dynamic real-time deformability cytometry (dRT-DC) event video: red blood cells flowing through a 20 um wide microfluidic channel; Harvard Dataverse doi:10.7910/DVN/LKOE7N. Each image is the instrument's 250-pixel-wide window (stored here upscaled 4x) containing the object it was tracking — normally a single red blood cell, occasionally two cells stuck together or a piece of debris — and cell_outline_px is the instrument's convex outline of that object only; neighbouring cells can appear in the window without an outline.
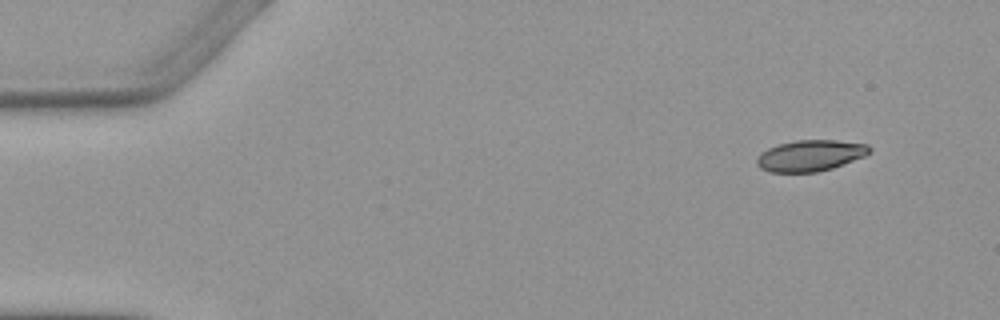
{"species": "Egyptian fruit bat (a non-hibernating species)", "species_latin": "Rousettus aegyptiacus", "temperature_condition": "warm", "stored_images_in_passage": 4, "camera_frame_rate_fps": 3000, "um_per_image_px": 0.085, "animal": {"sex": "female"}, "frame": {"image": 1, "passage_image": 1, "time_ms": 0.0, "image_size_px": [1000, 320], "cell_outline_px": [[872, 152], [864, 156], [832, 168], [816, 172], [768, 172], [760, 168], [756, 164], [756, 160], [760, 152], [768, 148], [780, 144], [796, 140], [836, 140], [868, 144], [872, 148]], "centroid_in_image_um": [68.87, 13.22], "position_along_channel_um": 16.1, "area_um2": 20.52}}
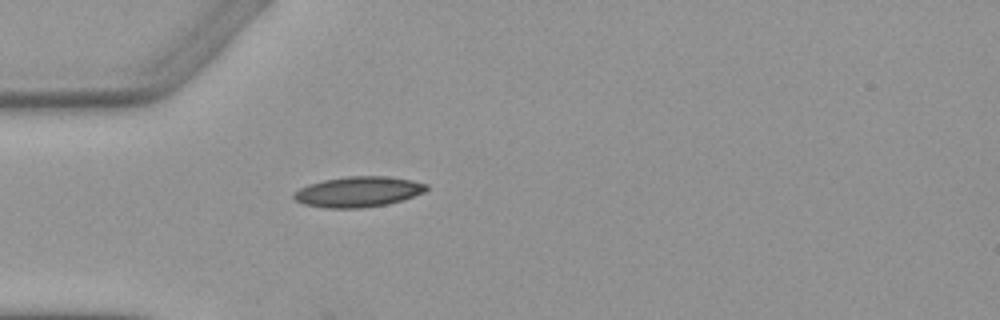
{"frame": {"image": 2, "passage_image": 4, "time_ms": 3.667, "image_size_px": [1000, 320], "cell_outline_px": [[428, 188], [424, 192], [388, 204], [360, 208], [324, 208], [304, 204], [296, 200], [292, 196], [292, 192], [308, 184], [324, 180], [348, 176], [384, 176], [412, 180], [428, 184]], "centroid_in_image_um": [30.42, 16.3], "position_along_channel_um": 54.6, "area_um2": 23.47}}